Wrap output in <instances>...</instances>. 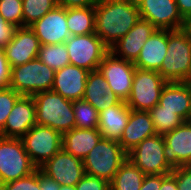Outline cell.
I'll list each match as a JSON object with an SVG mask.
<instances>
[{
    "label": "cell",
    "mask_w": 191,
    "mask_h": 190,
    "mask_svg": "<svg viewBox=\"0 0 191 190\" xmlns=\"http://www.w3.org/2000/svg\"><path fill=\"white\" fill-rule=\"evenodd\" d=\"M139 19L136 0H97L94 33L111 48Z\"/></svg>",
    "instance_id": "cell-1"
},
{
    "label": "cell",
    "mask_w": 191,
    "mask_h": 190,
    "mask_svg": "<svg viewBox=\"0 0 191 190\" xmlns=\"http://www.w3.org/2000/svg\"><path fill=\"white\" fill-rule=\"evenodd\" d=\"M36 108V124L49 126L61 134L75 128L73 101L52 91L33 95Z\"/></svg>",
    "instance_id": "cell-2"
},
{
    "label": "cell",
    "mask_w": 191,
    "mask_h": 190,
    "mask_svg": "<svg viewBox=\"0 0 191 190\" xmlns=\"http://www.w3.org/2000/svg\"><path fill=\"white\" fill-rule=\"evenodd\" d=\"M127 159V152L116 140L101 138L83 159L85 174L107 180L109 183Z\"/></svg>",
    "instance_id": "cell-3"
},
{
    "label": "cell",
    "mask_w": 191,
    "mask_h": 190,
    "mask_svg": "<svg viewBox=\"0 0 191 190\" xmlns=\"http://www.w3.org/2000/svg\"><path fill=\"white\" fill-rule=\"evenodd\" d=\"M191 71V40L181 30H168V46L158 73L167 82H183Z\"/></svg>",
    "instance_id": "cell-4"
},
{
    "label": "cell",
    "mask_w": 191,
    "mask_h": 190,
    "mask_svg": "<svg viewBox=\"0 0 191 190\" xmlns=\"http://www.w3.org/2000/svg\"><path fill=\"white\" fill-rule=\"evenodd\" d=\"M55 70L38 58L25 64L11 67L10 86L20 95L33 96L52 89Z\"/></svg>",
    "instance_id": "cell-5"
},
{
    "label": "cell",
    "mask_w": 191,
    "mask_h": 190,
    "mask_svg": "<svg viewBox=\"0 0 191 190\" xmlns=\"http://www.w3.org/2000/svg\"><path fill=\"white\" fill-rule=\"evenodd\" d=\"M36 169L21 139L0 136V186L28 176Z\"/></svg>",
    "instance_id": "cell-6"
},
{
    "label": "cell",
    "mask_w": 191,
    "mask_h": 190,
    "mask_svg": "<svg viewBox=\"0 0 191 190\" xmlns=\"http://www.w3.org/2000/svg\"><path fill=\"white\" fill-rule=\"evenodd\" d=\"M166 83L158 71L136 68L131 92L125 103L131 110L149 111L159 103Z\"/></svg>",
    "instance_id": "cell-7"
},
{
    "label": "cell",
    "mask_w": 191,
    "mask_h": 190,
    "mask_svg": "<svg viewBox=\"0 0 191 190\" xmlns=\"http://www.w3.org/2000/svg\"><path fill=\"white\" fill-rule=\"evenodd\" d=\"M164 147L163 135L155 134L147 137L129 151L127 158L145 175H169L173 168L166 161Z\"/></svg>",
    "instance_id": "cell-8"
},
{
    "label": "cell",
    "mask_w": 191,
    "mask_h": 190,
    "mask_svg": "<svg viewBox=\"0 0 191 190\" xmlns=\"http://www.w3.org/2000/svg\"><path fill=\"white\" fill-rule=\"evenodd\" d=\"M70 64L88 71L98 70L110 48L95 33L70 36L65 42Z\"/></svg>",
    "instance_id": "cell-9"
},
{
    "label": "cell",
    "mask_w": 191,
    "mask_h": 190,
    "mask_svg": "<svg viewBox=\"0 0 191 190\" xmlns=\"http://www.w3.org/2000/svg\"><path fill=\"white\" fill-rule=\"evenodd\" d=\"M21 140L30 160L37 168L62 148V134L49 126L36 124Z\"/></svg>",
    "instance_id": "cell-10"
},
{
    "label": "cell",
    "mask_w": 191,
    "mask_h": 190,
    "mask_svg": "<svg viewBox=\"0 0 191 190\" xmlns=\"http://www.w3.org/2000/svg\"><path fill=\"white\" fill-rule=\"evenodd\" d=\"M98 70L105 77L109 90L126 102L133 84L136 67L132 61L120 59L109 52L101 61Z\"/></svg>",
    "instance_id": "cell-11"
},
{
    "label": "cell",
    "mask_w": 191,
    "mask_h": 190,
    "mask_svg": "<svg viewBox=\"0 0 191 190\" xmlns=\"http://www.w3.org/2000/svg\"><path fill=\"white\" fill-rule=\"evenodd\" d=\"M39 169L59 185L75 186L85 175L83 160L61 148Z\"/></svg>",
    "instance_id": "cell-12"
},
{
    "label": "cell",
    "mask_w": 191,
    "mask_h": 190,
    "mask_svg": "<svg viewBox=\"0 0 191 190\" xmlns=\"http://www.w3.org/2000/svg\"><path fill=\"white\" fill-rule=\"evenodd\" d=\"M140 18L151 22L157 29L179 30L183 18L175 0H136Z\"/></svg>",
    "instance_id": "cell-13"
},
{
    "label": "cell",
    "mask_w": 191,
    "mask_h": 190,
    "mask_svg": "<svg viewBox=\"0 0 191 190\" xmlns=\"http://www.w3.org/2000/svg\"><path fill=\"white\" fill-rule=\"evenodd\" d=\"M29 27L42 45L62 44L71 36L67 26V8L61 6L49 11Z\"/></svg>",
    "instance_id": "cell-14"
},
{
    "label": "cell",
    "mask_w": 191,
    "mask_h": 190,
    "mask_svg": "<svg viewBox=\"0 0 191 190\" xmlns=\"http://www.w3.org/2000/svg\"><path fill=\"white\" fill-rule=\"evenodd\" d=\"M163 137L167 163L173 169L191 166V121H185L174 130L164 134Z\"/></svg>",
    "instance_id": "cell-15"
},
{
    "label": "cell",
    "mask_w": 191,
    "mask_h": 190,
    "mask_svg": "<svg viewBox=\"0 0 191 190\" xmlns=\"http://www.w3.org/2000/svg\"><path fill=\"white\" fill-rule=\"evenodd\" d=\"M36 125V108L33 96L21 95L7 117L0 136L21 139Z\"/></svg>",
    "instance_id": "cell-16"
},
{
    "label": "cell",
    "mask_w": 191,
    "mask_h": 190,
    "mask_svg": "<svg viewBox=\"0 0 191 190\" xmlns=\"http://www.w3.org/2000/svg\"><path fill=\"white\" fill-rule=\"evenodd\" d=\"M40 41L29 27H18L14 37L4 48L5 56L11 67L25 64L38 56Z\"/></svg>",
    "instance_id": "cell-17"
},
{
    "label": "cell",
    "mask_w": 191,
    "mask_h": 190,
    "mask_svg": "<svg viewBox=\"0 0 191 190\" xmlns=\"http://www.w3.org/2000/svg\"><path fill=\"white\" fill-rule=\"evenodd\" d=\"M155 30L157 28L151 22L140 18L126 35L112 45L110 52L120 59L134 62Z\"/></svg>",
    "instance_id": "cell-18"
},
{
    "label": "cell",
    "mask_w": 191,
    "mask_h": 190,
    "mask_svg": "<svg viewBox=\"0 0 191 190\" xmlns=\"http://www.w3.org/2000/svg\"><path fill=\"white\" fill-rule=\"evenodd\" d=\"M88 70L68 64L62 69L55 71L52 91L62 95L70 101L83 99Z\"/></svg>",
    "instance_id": "cell-19"
},
{
    "label": "cell",
    "mask_w": 191,
    "mask_h": 190,
    "mask_svg": "<svg viewBox=\"0 0 191 190\" xmlns=\"http://www.w3.org/2000/svg\"><path fill=\"white\" fill-rule=\"evenodd\" d=\"M168 46V30L157 29L142 47L139 56L133 62L136 68L159 71Z\"/></svg>",
    "instance_id": "cell-20"
},
{
    "label": "cell",
    "mask_w": 191,
    "mask_h": 190,
    "mask_svg": "<svg viewBox=\"0 0 191 190\" xmlns=\"http://www.w3.org/2000/svg\"><path fill=\"white\" fill-rule=\"evenodd\" d=\"M155 134V129L149 112L131 110L127 125L118 142L128 153L144 139Z\"/></svg>",
    "instance_id": "cell-21"
},
{
    "label": "cell",
    "mask_w": 191,
    "mask_h": 190,
    "mask_svg": "<svg viewBox=\"0 0 191 190\" xmlns=\"http://www.w3.org/2000/svg\"><path fill=\"white\" fill-rule=\"evenodd\" d=\"M158 104L161 110L172 111L185 121H191V92L183 82H167Z\"/></svg>",
    "instance_id": "cell-22"
},
{
    "label": "cell",
    "mask_w": 191,
    "mask_h": 190,
    "mask_svg": "<svg viewBox=\"0 0 191 190\" xmlns=\"http://www.w3.org/2000/svg\"><path fill=\"white\" fill-rule=\"evenodd\" d=\"M83 99L92 104L98 112L123 102L109 90L107 81L99 70L89 72Z\"/></svg>",
    "instance_id": "cell-23"
},
{
    "label": "cell",
    "mask_w": 191,
    "mask_h": 190,
    "mask_svg": "<svg viewBox=\"0 0 191 190\" xmlns=\"http://www.w3.org/2000/svg\"><path fill=\"white\" fill-rule=\"evenodd\" d=\"M130 111L125 102L100 111L98 130L102 138L119 141L127 125Z\"/></svg>",
    "instance_id": "cell-24"
},
{
    "label": "cell",
    "mask_w": 191,
    "mask_h": 190,
    "mask_svg": "<svg viewBox=\"0 0 191 190\" xmlns=\"http://www.w3.org/2000/svg\"><path fill=\"white\" fill-rule=\"evenodd\" d=\"M102 138L98 128L72 130L62 134V148L69 154L83 160Z\"/></svg>",
    "instance_id": "cell-25"
},
{
    "label": "cell",
    "mask_w": 191,
    "mask_h": 190,
    "mask_svg": "<svg viewBox=\"0 0 191 190\" xmlns=\"http://www.w3.org/2000/svg\"><path fill=\"white\" fill-rule=\"evenodd\" d=\"M67 26L71 36L95 32V6L67 8Z\"/></svg>",
    "instance_id": "cell-26"
},
{
    "label": "cell",
    "mask_w": 191,
    "mask_h": 190,
    "mask_svg": "<svg viewBox=\"0 0 191 190\" xmlns=\"http://www.w3.org/2000/svg\"><path fill=\"white\" fill-rule=\"evenodd\" d=\"M145 176L139 167L127 158L110 182V190H140Z\"/></svg>",
    "instance_id": "cell-27"
},
{
    "label": "cell",
    "mask_w": 191,
    "mask_h": 190,
    "mask_svg": "<svg viewBox=\"0 0 191 190\" xmlns=\"http://www.w3.org/2000/svg\"><path fill=\"white\" fill-rule=\"evenodd\" d=\"M37 58L53 70H59L70 64L65 43L40 45Z\"/></svg>",
    "instance_id": "cell-28"
},
{
    "label": "cell",
    "mask_w": 191,
    "mask_h": 190,
    "mask_svg": "<svg viewBox=\"0 0 191 190\" xmlns=\"http://www.w3.org/2000/svg\"><path fill=\"white\" fill-rule=\"evenodd\" d=\"M148 112L151 116L155 133L158 135H164L185 122L182 117L174 112L161 110V106L159 104L154 106Z\"/></svg>",
    "instance_id": "cell-29"
},
{
    "label": "cell",
    "mask_w": 191,
    "mask_h": 190,
    "mask_svg": "<svg viewBox=\"0 0 191 190\" xmlns=\"http://www.w3.org/2000/svg\"><path fill=\"white\" fill-rule=\"evenodd\" d=\"M75 127L80 129L98 128L99 112L88 101L81 99L73 101Z\"/></svg>",
    "instance_id": "cell-30"
},
{
    "label": "cell",
    "mask_w": 191,
    "mask_h": 190,
    "mask_svg": "<svg viewBox=\"0 0 191 190\" xmlns=\"http://www.w3.org/2000/svg\"><path fill=\"white\" fill-rule=\"evenodd\" d=\"M57 6L56 0H22L24 27L32 25Z\"/></svg>",
    "instance_id": "cell-31"
},
{
    "label": "cell",
    "mask_w": 191,
    "mask_h": 190,
    "mask_svg": "<svg viewBox=\"0 0 191 190\" xmlns=\"http://www.w3.org/2000/svg\"><path fill=\"white\" fill-rule=\"evenodd\" d=\"M0 15L17 27H24L22 0H0Z\"/></svg>",
    "instance_id": "cell-32"
},
{
    "label": "cell",
    "mask_w": 191,
    "mask_h": 190,
    "mask_svg": "<svg viewBox=\"0 0 191 190\" xmlns=\"http://www.w3.org/2000/svg\"><path fill=\"white\" fill-rule=\"evenodd\" d=\"M21 95L11 87L0 89V133L2 132L6 123L7 117L17 99Z\"/></svg>",
    "instance_id": "cell-33"
},
{
    "label": "cell",
    "mask_w": 191,
    "mask_h": 190,
    "mask_svg": "<svg viewBox=\"0 0 191 190\" xmlns=\"http://www.w3.org/2000/svg\"><path fill=\"white\" fill-rule=\"evenodd\" d=\"M0 187L3 190H41L39 186V168L28 176L5 183Z\"/></svg>",
    "instance_id": "cell-34"
},
{
    "label": "cell",
    "mask_w": 191,
    "mask_h": 190,
    "mask_svg": "<svg viewBox=\"0 0 191 190\" xmlns=\"http://www.w3.org/2000/svg\"><path fill=\"white\" fill-rule=\"evenodd\" d=\"M75 187L76 190H110V183L102 178L85 174Z\"/></svg>",
    "instance_id": "cell-35"
},
{
    "label": "cell",
    "mask_w": 191,
    "mask_h": 190,
    "mask_svg": "<svg viewBox=\"0 0 191 190\" xmlns=\"http://www.w3.org/2000/svg\"><path fill=\"white\" fill-rule=\"evenodd\" d=\"M171 174L176 178L179 190H191V166L174 168Z\"/></svg>",
    "instance_id": "cell-36"
},
{
    "label": "cell",
    "mask_w": 191,
    "mask_h": 190,
    "mask_svg": "<svg viewBox=\"0 0 191 190\" xmlns=\"http://www.w3.org/2000/svg\"><path fill=\"white\" fill-rule=\"evenodd\" d=\"M17 28V26L7 22L0 15V49H4L6 45L12 40Z\"/></svg>",
    "instance_id": "cell-37"
},
{
    "label": "cell",
    "mask_w": 191,
    "mask_h": 190,
    "mask_svg": "<svg viewBox=\"0 0 191 190\" xmlns=\"http://www.w3.org/2000/svg\"><path fill=\"white\" fill-rule=\"evenodd\" d=\"M11 66L5 56L4 49H0V89L10 86Z\"/></svg>",
    "instance_id": "cell-38"
},
{
    "label": "cell",
    "mask_w": 191,
    "mask_h": 190,
    "mask_svg": "<svg viewBox=\"0 0 191 190\" xmlns=\"http://www.w3.org/2000/svg\"><path fill=\"white\" fill-rule=\"evenodd\" d=\"M167 175H146L140 190H160L162 180Z\"/></svg>",
    "instance_id": "cell-39"
},
{
    "label": "cell",
    "mask_w": 191,
    "mask_h": 190,
    "mask_svg": "<svg viewBox=\"0 0 191 190\" xmlns=\"http://www.w3.org/2000/svg\"><path fill=\"white\" fill-rule=\"evenodd\" d=\"M58 6L65 8H78L95 6L97 0H56Z\"/></svg>",
    "instance_id": "cell-40"
},
{
    "label": "cell",
    "mask_w": 191,
    "mask_h": 190,
    "mask_svg": "<svg viewBox=\"0 0 191 190\" xmlns=\"http://www.w3.org/2000/svg\"><path fill=\"white\" fill-rule=\"evenodd\" d=\"M39 186L41 190H59L60 185L39 169Z\"/></svg>",
    "instance_id": "cell-41"
},
{
    "label": "cell",
    "mask_w": 191,
    "mask_h": 190,
    "mask_svg": "<svg viewBox=\"0 0 191 190\" xmlns=\"http://www.w3.org/2000/svg\"><path fill=\"white\" fill-rule=\"evenodd\" d=\"M182 18L191 15V0H175Z\"/></svg>",
    "instance_id": "cell-42"
},
{
    "label": "cell",
    "mask_w": 191,
    "mask_h": 190,
    "mask_svg": "<svg viewBox=\"0 0 191 190\" xmlns=\"http://www.w3.org/2000/svg\"><path fill=\"white\" fill-rule=\"evenodd\" d=\"M160 190H179L176 178L172 174L167 175L162 180Z\"/></svg>",
    "instance_id": "cell-43"
},
{
    "label": "cell",
    "mask_w": 191,
    "mask_h": 190,
    "mask_svg": "<svg viewBox=\"0 0 191 190\" xmlns=\"http://www.w3.org/2000/svg\"><path fill=\"white\" fill-rule=\"evenodd\" d=\"M181 30L191 40V15H189L183 19V25H182Z\"/></svg>",
    "instance_id": "cell-44"
},
{
    "label": "cell",
    "mask_w": 191,
    "mask_h": 190,
    "mask_svg": "<svg viewBox=\"0 0 191 190\" xmlns=\"http://www.w3.org/2000/svg\"><path fill=\"white\" fill-rule=\"evenodd\" d=\"M183 83L189 88V90L191 92V71H190V74L183 81Z\"/></svg>",
    "instance_id": "cell-45"
},
{
    "label": "cell",
    "mask_w": 191,
    "mask_h": 190,
    "mask_svg": "<svg viewBox=\"0 0 191 190\" xmlns=\"http://www.w3.org/2000/svg\"><path fill=\"white\" fill-rule=\"evenodd\" d=\"M59 190H76V187L75 186L60 185V189Z\"/></svg>",
    "instance_id": "cell-46"
}]
</instances>
